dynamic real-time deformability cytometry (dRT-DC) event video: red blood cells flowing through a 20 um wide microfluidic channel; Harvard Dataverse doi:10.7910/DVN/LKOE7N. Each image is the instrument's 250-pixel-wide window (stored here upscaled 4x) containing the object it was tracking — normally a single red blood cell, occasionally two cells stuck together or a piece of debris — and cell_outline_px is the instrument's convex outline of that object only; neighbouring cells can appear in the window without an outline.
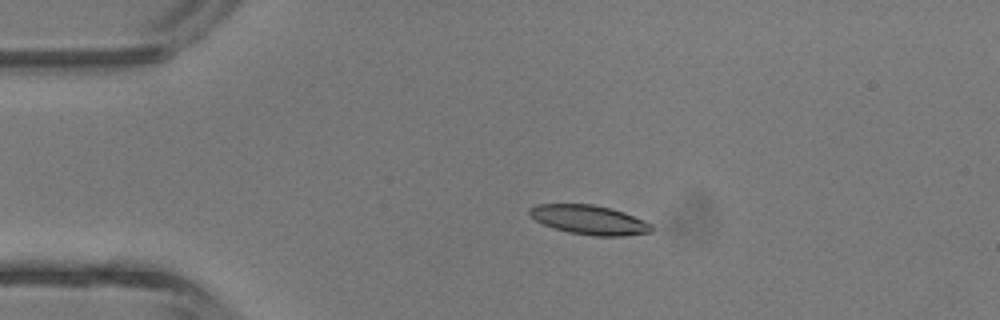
{"species": "common noctule bat (a hibernating species)", "species_latin": "Nyctalus noctula", "temperature_condition": "room temperature", "stored_images_in_passage": 2, "camera_frame_rate_fps": 3000, "um_per_image_px": 0.085, "animal": {"sex": "male", "body_mass_g": 13.3}, "frame": {"image": 1, "passage_image": 1, "time_ms": 0.0, "image_size_px": [1000, 320], "cell_outline_px": [[652, 232], [624, 236], [596, 236], [568, 232], [544, 224], [536, 220], [528, 212], [528, 208], [536, 204], [592, 204], [612, 208], [624, 212], [644, 220], [652, 224]], "centroid_in_image_um": [50.11, 18.68], "position_along_channel_um": 34.9, "area_um2": 20.81}}